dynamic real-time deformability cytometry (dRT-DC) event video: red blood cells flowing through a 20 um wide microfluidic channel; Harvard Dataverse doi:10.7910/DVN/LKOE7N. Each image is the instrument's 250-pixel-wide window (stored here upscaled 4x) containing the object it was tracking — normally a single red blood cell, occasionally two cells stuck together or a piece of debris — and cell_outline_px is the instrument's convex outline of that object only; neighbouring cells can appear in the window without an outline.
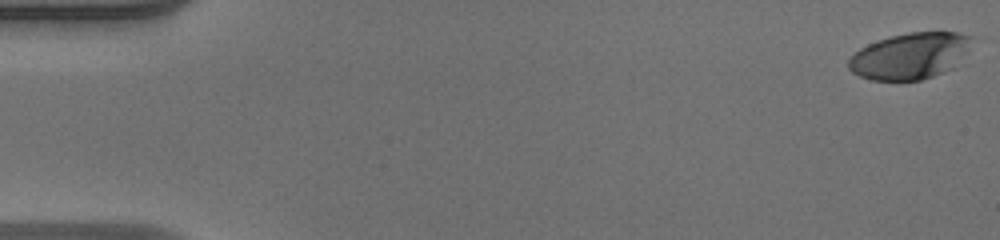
{"species": "human", "species_latin": "Homo sapiens", "temperature_condition": "warm", "stored_images_in_passage": 52, "camera_frame_rate_fps": 3000, "um_per_image_px": 0.085, "donor": {"sex": "male"}, "frame": {"image": 1, "passage_image": 1, "time_ms": 0.0, "image_size_px": [1000, 240], "cell_outline_px": [[972, 36], [968, 52], [952, 68], [932, 76], [920, 80], [872, 80], [860, 76], [852, 72], [848, 68], [848, 60], [860, 48], [876, 40], [888, 36], [908, 32], [960, 32]], "centroid_in_image_um": [77.35, 4.73], "position_along_channel_um": 7.7, "area_um2": 33.23}}
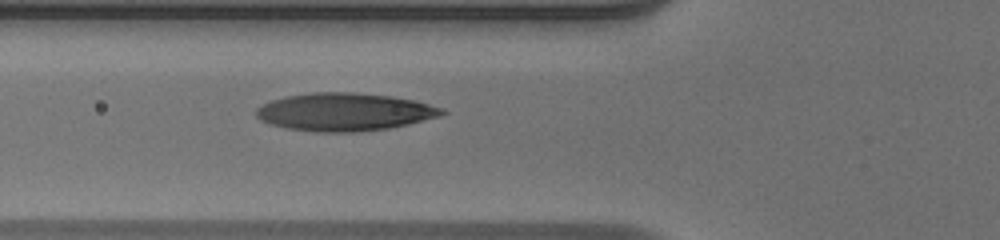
{"frame": {"image": 2, "passage_image": 20, "time_ms": 6.333, "image_size_px": [1000, 240], "cell_outline_px": [[448, 112], [440, 116], [408, 124], [388, 128], [352, 132], [316, 132], [288, 128], [268, 124], [260, 120], [256, 116], [256, 108], [272, 100], [288, 96], [312, 92], [352, 92], [392, 96], [416, 100], [444, 108]], "centroid_in_image_um": [29.3, 9.51], "position_along_channel_um": 96.5, "area_um2": 41.04}}
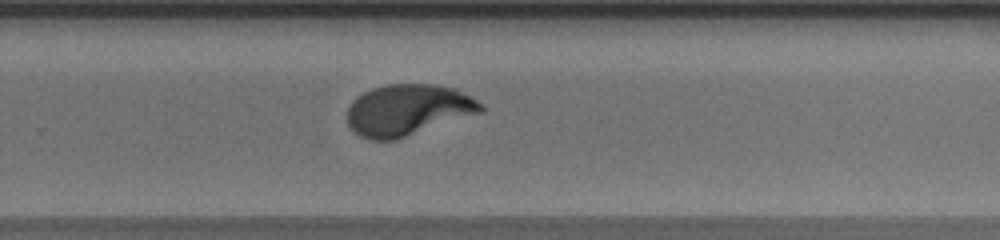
{"frame": {"image": 3, "passage_image": 35, "time_ms": 11.333, "image_size_px": [1000, 240], "cell_outline_px": [[484, 112], [396, 140], [368, 140], [360, 136], [348, 124], [348, 108], [352, 100], [356, 96], [372, 88], [388, 84], [432, 84], [456, 88], [484, 104]], "centroid_in_image_um": [34.7, 9.35], "position_along_channel_um": 295.1, "area_um2": 40.23}, "authors_computed_cell_mechanics": {"area_um2": 38.3214, "velocity_mm_per_s": 3.976, "shape_relaxation_time_tau1_ms": 4.2516, "shape_relaxation_time_tau2_ms": null, "deformation_change_tau1": 0.2548, "deformation_change_tau2": null}}